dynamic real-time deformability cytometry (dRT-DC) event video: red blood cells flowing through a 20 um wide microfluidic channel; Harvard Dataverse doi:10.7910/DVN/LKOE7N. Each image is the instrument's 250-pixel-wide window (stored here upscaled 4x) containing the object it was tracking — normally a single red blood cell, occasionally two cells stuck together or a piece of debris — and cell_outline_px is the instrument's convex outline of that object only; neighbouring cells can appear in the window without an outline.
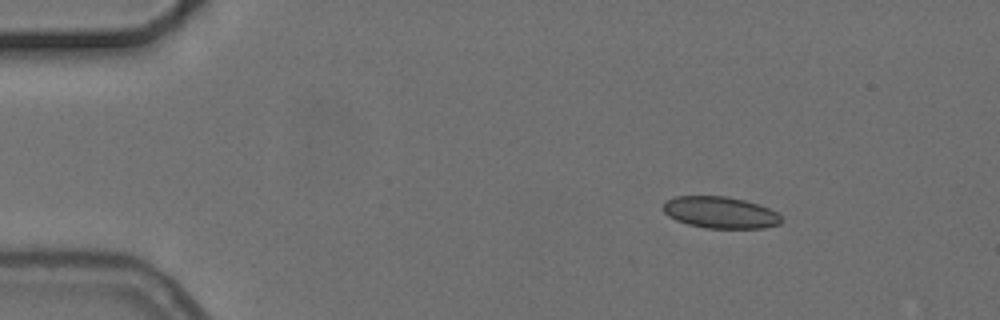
{"species": "common noctule bat (a hibernating species)", "species_latin": "Nyctalus noctula", "temperature_condition": "cold", "stored_images_in_passage": 4, "camera_frame_rate_fps": 3000, "um_per_image_px": 0.085, "animal": {"sex": "female", "body_mass_g": 24.6, "forearm_length_mm": 56.2}, "frame": {"image": 1, "passage_image": 2, "time_ms": 1.0, "image_size_px": [1000, 320], "cell_outline_px": [[784, 220], [780, 224], [764, 228], [704, 228], [688, 224], [676, 220], [668, 216], [664, 212], [664, 200], [676, 196], [728, 196], [744, 200], [768, 208], [776, 212]], "centroid_in_image_um": [61.21, 18.06], "position_along_channel_um": 23.8, "area_um2": 21.85}}